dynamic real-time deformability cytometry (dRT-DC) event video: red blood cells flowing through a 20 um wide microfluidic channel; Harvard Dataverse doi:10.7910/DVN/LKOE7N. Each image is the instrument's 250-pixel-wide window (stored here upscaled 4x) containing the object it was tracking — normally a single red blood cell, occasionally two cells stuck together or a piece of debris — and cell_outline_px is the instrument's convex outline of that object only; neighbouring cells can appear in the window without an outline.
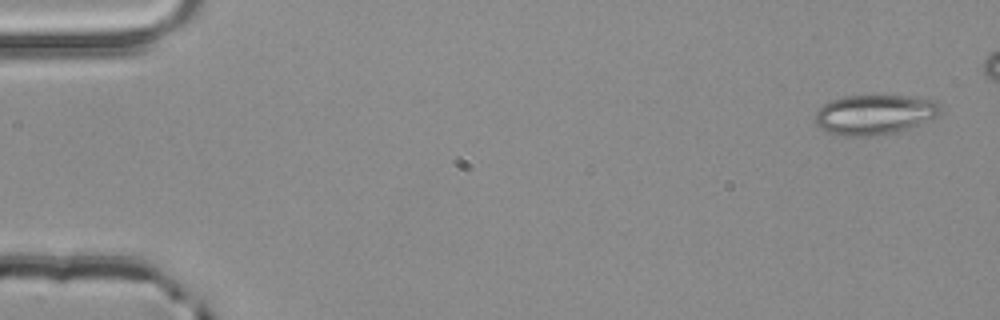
{"species": "common noctule bat (a hibernating species)", "species_latin": "Nyctalus noctula", "temperature_condition": "room temperature", "stored_images_in_passage": 5, "camera_frame_rate_fps": 3000, "um_per_image_px": 0.085, "animal": {"sex": "male", "body_mass_g": 20.4}, "frame": {"image": 1, "passage_image": 1, "time_ms": 0.0, "image_size_px": [1000, 320], "cell_outline_px": [[944, 112], [920, 124], [896, 132], [872, 136], [836, 136], [824, 132], [816, 124], [816, 112], [824, 104], [832, 100], [844, 96], [916, 96], [940, 100]], "centroid_in_image_um": [74.39, 9.74], "position_along_channel_um": 10.6, "area_um2": 29.65}}